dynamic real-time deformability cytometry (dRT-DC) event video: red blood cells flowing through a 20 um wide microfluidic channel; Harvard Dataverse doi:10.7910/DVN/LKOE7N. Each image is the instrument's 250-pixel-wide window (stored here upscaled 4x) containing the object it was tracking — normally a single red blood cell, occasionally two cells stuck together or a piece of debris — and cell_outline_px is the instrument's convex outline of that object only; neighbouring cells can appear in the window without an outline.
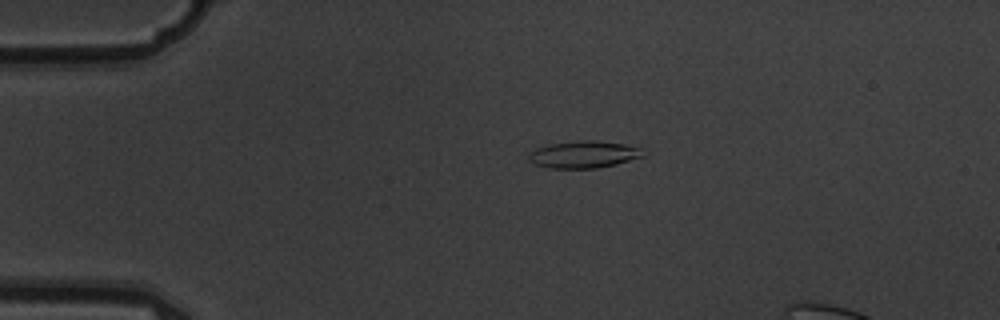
{"species": "common noctule bat (a hibernating species)", "species_latin": "Nyctalus noctula", "temperature_condition": "warm", "stored_images_in_passage": 3, "camera_frame_rate_fps": 3000, "um_per_image_px": 0.085, "animal": {"sex": "male", "body_mass_g": 19.5, "forearm_length_mm": 54.6}, "frame": {"image": 1, "passage_image": 1, "time_ms": 0.0, "image_size_px": [1000, 320], "cell_outline_px": [[644, 156], [616, 164], [596, 168], [552, 168], [536, 164], [528, 160], [528, 156], [536, 148], [552, 144], [580, 140], [596, 140], [624, 144], [640, 148]], "centroid_in_image_um": [49.62, 13.13], "position_along_channel_um": 35.4, "area_um2": 17.74}}